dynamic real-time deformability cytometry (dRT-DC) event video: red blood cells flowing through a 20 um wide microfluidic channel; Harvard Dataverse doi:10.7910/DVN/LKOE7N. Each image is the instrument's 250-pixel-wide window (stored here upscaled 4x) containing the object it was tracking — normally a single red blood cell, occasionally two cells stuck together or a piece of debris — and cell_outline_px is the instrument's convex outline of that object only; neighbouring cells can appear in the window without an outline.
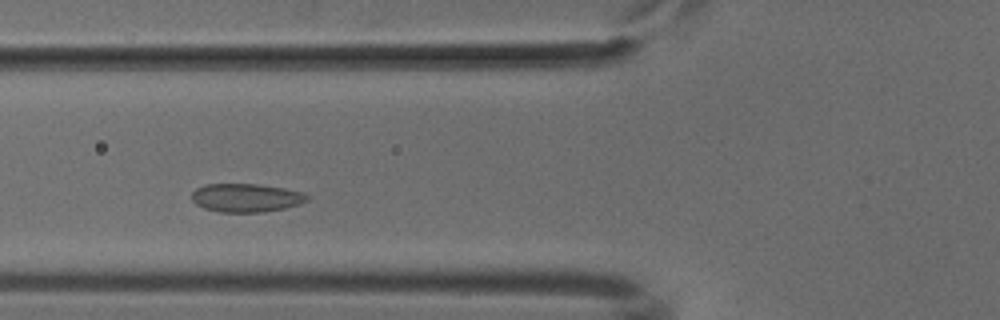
{"species": "common noctule bat (a hibernating species)", "species_latin": "Nyctalus noctula", "temperature_condition": "cold", "stored_images_in_passage": 43, "camera_frame_rate_fps": 3000, "um_per_image_px": 0.085, "animal": {"sex": "male", "body_mass_g": 18.8}, "frame": {"image": 1, "passage_image": 11, "time_ms": 3.333, "image_size_px": [1000, 320], "cell_outline_px": [[308, 200], [300, 204], [284, 208], [264, 212], [220, 212], [204, 208], [196, 204], [192, 200], [192, 192], [196, 188], [204, 184], [260, 184], [284, 188], [304, 192], [308, 196]], "centroid_in_image_um": [20.92, 16.8], "position_along_channel_um": 104.9, "area_um2": 19.25}}
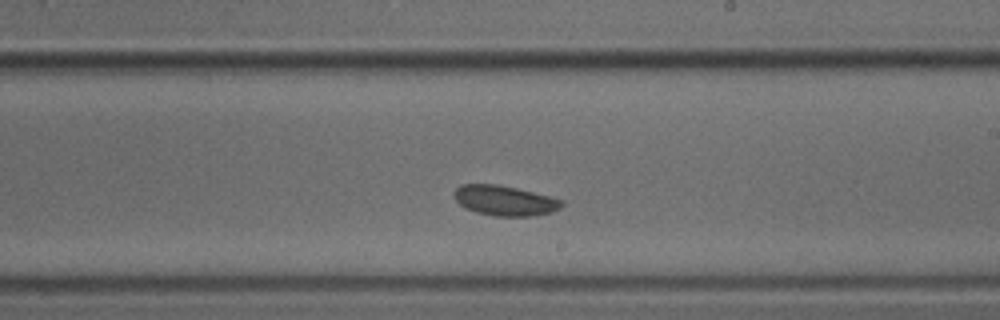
{"frame": {"image": 2, "passage_image": 22, "time_ms": 7.0, "image_size_px": [1000, 320], "cell_outline_px": [[564, 204], [560, 208], [552, 212], [528, 216], [496, 216], [476, 212], [464, 208], [452, 196], [456, 188], [460, 184], [496, 184], [516, 188], [564, 200]], "centroid_in_image_um": [42.87, 17.04], "position_along_channel_um": 246.1, "area_um2": 18.84}}
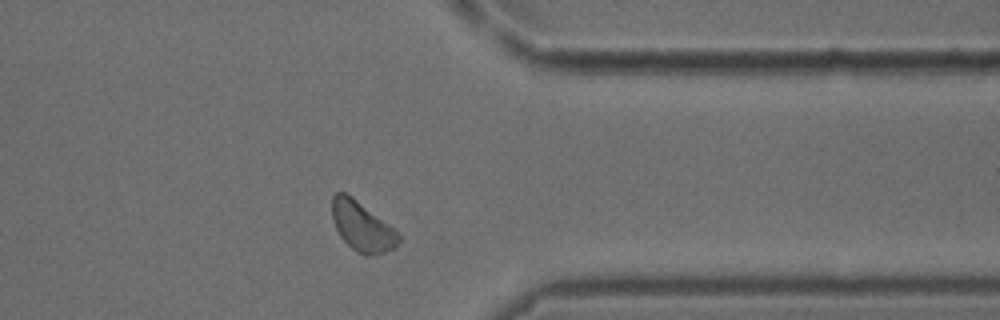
{"frame": {"image": 3, "passage_image": 33, "time_ms": 10.667, "image_size_px": [1000, 320], "cell_outline_px": [[404, 236], [392, 248], [384, 252], [368, 256], [364, 256], [356, 252], [340, 236], [336, 228], [332, 216], [332, 196], [336, 192], [344, 192], [352, 196], [400, 232]], "centroid_in_image_um": [30.8, 19.24], "position_along_channel_um": 380.6, "area_um2": 19.31}}